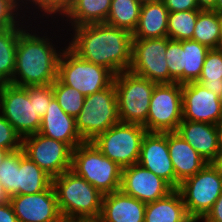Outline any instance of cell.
<instances>
[{
  "mask_svg": "<svg viewBox=\"0 0 222 222\" xmlns=\"http://www.w3.org/2000/svg\"><path fill=\"white\" fill-rule=\"evenodd\" d=\"M63 219H99L103 194L71 169L53 178Z\"/></svg>",
  "mask_w": 222,
  "mask_h": 222,
  "instance_id": "3",
  "label": "cell"
},
{
  "mask_svg": "<svg viewBox=\"0 0 222 222\" xmlns=\"http://www.w3.org/2000/svg\"><path fill=\"white\" fill-rule=\"evenodd\" d=\"M75 121L77 131L84 142L93 141L98 135L119 123L114 83L100 92L86 96Z\"/></svg>",
  "mask_w": 222,
  "mask_h": 222,
  "instance_id": "6",
  "label": "cell"
},
{
  "mask_svg": "<svg viewBox=\"0 0 222 222\" xmlns=\"http://www.w3.org/2000/svg\"><path fill=\"white\" fill-rule=\"evenodd\" d=\"M10 197L7 195V193L4 190L3 185L0 182V205L8 202Z\"/></svg>",
  "mask_w": 222,
  "mask_h": 222,
  "instance_id": "44",
  "label": "cell"
},
{
  "mask_svg": "<svg viewBox=\"0 0 222 222\" xmlns=\"http://www.w3.org/2000/svg\"><path fill=\"white\" fill-rule=\"evenodd\" d=\"M72 2H73V0H25L24 7H23L21 14L24 19H26L28 21L30 20V22L34 20L33 22L36 23L37 22L36 20H39V19H40V21H38V22H44L45 24L47 23L45 21L52 22L51 24H52V28H53V22L56 23V26L58 25L59 20L61 21V19L64 18L65 14L69 11V9L72 5ZM31 10L33 11V13ZM26 12L29 13L30 16H28V14L26 15ZM32 14H33V16H32ZM37 15H38V17H37ZM41 16H42L43 20H44V18L46 20L41 21L42 20ZM50 17H51V19H50ZM47 19H49V20H47ZM51 20H53V21H51Z\"/></svg>",
  "mask_w": 222,
  "mask_h": 222,
  "instance_id": "27",
  "label": "cell"
},
{
  "mask_svg": "<svg viewBox=\"0 0 222 222\" xmlns=\"http://www.w3.org/2000/svg\"><path fill=\"white\" fill-rule=\"evenodd\" d=\"M120 122L145 125L156 83L130 71L114 75Z\"/></svg>",
  "mask_w": 222,
  "mask_h": 222,
  "instance_id": "5",
  "label": "cell"
},
{
  "mask_svg": "<svg viewBox=\"0 0 222 222\" xmlns=\"http://www.w3.org/2000/svg\"><path fill=\"white\" fill-rule=\"evenodd\" d=\"M182 196L174 189L166 197L146 203L144 222H191Z\"/></svg>",
  "mask_w": 222,
  "mask_h": 222,
  "instance_id": "23",
  "label": "cell"
},
{
  "mask_svg": "<svg viewBox=\"0 0 222 222\" xmlns=\"http://www.w3.org/2000/svg\"><path fill=\"white\" fill-rule=\"evenodd\" d=\"M53 95L66 114L76 118L80 113L85 96L78 90L65 85L59 78L53 83Z\"/></svg>",
  "mask_w": 222,
  "mask_h": 222,
  "instance_id": "33",
  "label": "cell"
},
{
  "mask_svg": "<svg viewBox=\"0 0 222 222\" xmlns=\"http://www.w3.org/2000/svg\"><path fill=\"white\" fill-rule=\"evenodd\" d=\"M141 7L139 0H112L105 23L133 33L139 21Z\"/></svg>",
  "mask_w": 222,
  "mask_h": 222,
  "instance_id": "28",
  "label": "cell"
},
{
  "mask_svg": "<svg viewBox=\"0 0 222 222\" xmlns=\"http://www.w3.org/2000/svg\"><path fill=\"white\" fill-rule=\"evenodd\" d=\"M214 11L222 16V0H216Z\"/></svg>",
  "mask_w": 222,
  "mask_h": 222,
  "instance_id": "49",
  "label": "cell"
},
{
  "mask_svg": "<svg viewBox=\"0 0 222 222\" xmlns=\"http://www.w3.org/2000/svg\"><path fill=\"white\" fill-rule=\"evenodd\" d=\"M0 222H18L10 201L0 205Z\"/></svg>",
  "mask_w": 222,
  "mask_h": 222,
  "instance_id": "41",
  "label": "cell"
},
{
  "mask_svg": "<svg viewBox=\"0 0 222 222\" xmlns=\"http://www.w3.org/2000/svg\"><path fill=\"white\" fill-rule=\"evenodd\" d=\"M202 10L169 12L167 37L175 41L192 40L198 14Z\"/></svg>",
  "mask_w": 222,
  "mask_h": 222,
  "instance_id": "32",
  "label": "cell"
},
{
  "mask_svg": "<svg viewBox=\"0 0 222 222\" xmlns=\"http://www.w3.org/2000/svg\"><path fill=\"white\" fill-rule=\"evenodd\" d=\"M220 30L221 15L213 10H202L198 14L192 40L210 49H218Z\"/></svg>",
  "mask_w": 222,
  "mask_h": 222,
  "instance_id": "29",
  "label": "cell"
},
{
  "mask_svg": "<svg viewBox=\"0 0 222 222\" xmlns=\"http://www.w3.org/2000/svg\"><path fill=\"white\" fill-rule=\"evenodd\" d=\"M36 23L37 25L34 24V26H32L33 22L27 24L18 37L15 72L13 80L10 82L16 86L50 85L58 78V62L61 51L66 46L58 47L53 40L58 37V40H63L60 38L63 34L59 36L54 34L55 36L51 37L43 27H41L42 31L40 29L44 22L38 23L37 21ZM35 25L39 28L36 29ZM43 32L44 34H42Z\"/></svg>",
  "mask_w": 222,
  "mask_h": 222,
  "instance_id": "2",
  "label": "cell"
},
{
  "mask_svg": "<svg viewBox=\"0 0 222 222\" xmlns=\"http://www.w3.org/2000/svg\"><path fill=\"white\" fill-rule=\"evenodd\" d=\"M23 19L21 11L11 1L0 0V29L15 27Z\"/></svg>",
  "mask_w": 222,
  "mask_h": 222,
  "instance_id": "38",
  "label": "cell"
},
{
  "mask_svg": "<svg viewBox=\"0 0 222 222\" xmlns=\"http://www.w3.org/2000/svg\"><path fill=\"white\" fill-rule=\"evenodd\" d=\"M166 50L167 37L132 39V63L129 71L156 84H171Z\"/></svg>",
  "mask_w": 222,
  "mask_h": 222,
  "instance_id": "12",
  "label": "cell"
},
{
  "mask_svg": "<svg viewBox=\"0 0 222 222\" xmlns=\"http://www.w3.org/2000/svg\"><path fill=\"white\" fill-rule=\"evenodd\" d=\"M203 222H222V193L213 204L211 210L201 220Z\"/></svg>",
  "mask_w": 222,
  "mask_h": 222,
  "instance_id": "40",
  "label": "cell"
},
{
  "mask_svg": "<svg viewBox=\"0 0 222 222\" xmlns=\"http://www.w3.org/2000/svg\"><path fill=\"white\" fill-rule=\"evenodd\" d=\"M29 23L30 21L23 19L15 27L0 29V84L13 80L18 37Z\"/></svg>",
  "mask_w": 222,
  "mask_h": 222,
  "instance_id": "26",
  "label": "cell"
},
{
  "mask_svg": "<svg viewBox=\"0 0 222 222\" xmlns=\"http://www.w3.org/2000/svg\"><path fill=\"white\" fill-rule=\"evenodd\" d=\"M169 12L199 10L197 0H162Z\"/></svg>",
  "mask_w": 222,
  "mask_h": 222,
  "instance_id": "39",
  "label": "cell"
},
{
  "mask_svg": "<svg viewBox=\"0 0 222 222\" xmlns=\"http://www.w3.org/2000/svg\"><path fill=\"white\" fill-rule=\"evenodd\" d=\"M146 133L143 125L119 122L91 142L104 156L125 168L138 163Z\"/></svg>",
  "mask_w": 222,
  "mask_h": 222,
  "instance_id": "9",
  "label": "cell"
},
{
  "mask_svg": "<svg viewBox=\"0 0 222 222\" xmlns=\"http://www.w3.org/2000/svg\"><path fill=\"white\" fill-rule=\"evenodd\" d=\"M219 141H220V147L222 148V117L217 121L216 123Z\"/></svg>",
  "mask_w": 222,
  "mask_h": 222,
  "instance_id": "46",
  "label": "cell"
},
{
  "mask_svg": "<svg viewBox=\"0 0 222 222\" xmlns=\"http://www.w3.org/2000/svg\"><path fill=\"white\" fill-rule=\"evenodd\" d=\"M29 98H34V108L37 115L42 119L54 98L53 87L50 85L25 86Z\"/></svg>",
  "mask_w": 222,
  "mask_h": 222,
  "instance_id": "36",
  "label": "cell"
},
{
  "mask_svg": "<svg viewBox=\"0 0 222 222\" xmlns=\"http://www.w3.org/2000/svg\"><path fill=\"white\" fill-rule=\"evenodd\" d=\"M168 14L162 0L142 3L139 21L132 33L133 39L167 37Z\"/></svg>",
  "mask_w": 222,
  "mask_h": 222,
  "instance_id": "22",
  "label": "cell"
},
{
  "mask_svg": "<svg viewBox=\"0 0 222 222\" xmlns=\"http://www.w3.org/2000/svg\"><path fill=\"white\" fill-rule=\"evenodd\" d=\"M141 3H144V2H151V1H159V0H139Z\"/></svg>",
  "mask_w": 222,
  "mask_h": 222,
  "instance_id": "51",
  "label": "cell"
},
{
  "mask_svg": "<svg viewBox=\"0 0 222 222\" xmlns=\"http://www.w3.org/2000/svg\"><path fill=\"white\" fill-rule=\"evenodd\" d=\"M168 149L176 176V189L180 183L198 173L208 162L177 132H168Z\"/></svg>",
  "mask_w": 222,
  "mask_h": 222,
  "instance_id": "20",
  "label": "cell"
},
{
  "mask_svg": "<svg viewBox=\"0 0 222 222\" xmlns=\"http://www.w3.org/2000/svg\"><path fill=\"white\" fill-rule=\"evenodd\" d=\"M20 150L10 152L0 165V182L9 197L17 195Z\"/></svg>",
  "mask_w": 222,
  "mask_h": 222,
  "instance_id": "34",
  "label": "cell"
},
{
  "mask_svg": "<svg viewBox=\"0 0 222 222\" xmlns=\"http://www.w3.org/2000/svg\"><path fill=\"white\" fill-rule=\"evenodd\" d=\"M0 113L22 138L39 132L41 119L35 111L34 98H29L24 87L0 84Z\"/></svg>",
  "mask_w": 222,
  "mask_h": 222,
  "instance_id": "11",
  "label": "cell"
},
{
  "mask_svg": "<svg viewBox=\"0 0 222 222\" xmlns=\"http://www.w3.org/2000/svg\"><path fill=\"white\" fill-rule=\"evenodd\" d=\"M183 84L196 82L210 48L194 40H183Z\"/></svg>",
  "mask_w": 222,
  "mask_h": 222,
  "instance_id": "30",
  "label": "cell"
},
{
  "mask_svg": "<svg viewBox=\"0 0 222 222\" xmlns=\"http://www.w3.org/2000/svg\"><path fill=\"white\" fill-rule=\"evenodd\" d=\"M66 31H73V34L66 38L68 44L66 41L62 44L68 45L82 60L104 66L114 75L129 71L133 37L128 30L103 22L84 24Z\"/></svg>",
  "mask_w": 222,
  "mask_h": 222,
  "instance_id": "1",
  "label": "cell"
},
{
  "mask_svg": "<svg viewBox=\"0 0 222 222\" xmlns=\"http://www.w3.org/2000/svg\"><path fill=\"white\" fill-rule=\"evenodd\" d=\"M208 163H211L220 150L217 127L206 122L183 120L176 131Z\"/></svg>",
  "mask_w": 222,
  "mask_h": 222,
  "instance_id": "21",
  "label": "cell"
},
{
  "mask_svg": "<svg viewBox=\"0 0 222 222\" xmlns=\"http://www.w3.org/2000/svg\"><path fill=\"white\" fill-rule=\"evenodd\" d=\"M189 217L201 221L222 193V174L207 163L198 173L183 180L177 189Z\"/></svg>",
  "mask_w": 222,
  "mask_h": 222,
  "instance_id": "7",
  "label": "cell"
},
{
  "mask_svg": "<svg viewBox=\"0 0 222 222\" xmlns=\"http://www.w3.org/2000/svg\"><path fill=\"white\" fill-rule=\"evenodd\" d=\"M211 163L222 174V148H220L216 158Z\"/></svg>",
  "mask_w": 222,
  "mask_h": 222,
  "instance_id": "43",
  "label": "cell"
},
{
  "mask_svg": "<svg viewBox=\"0 0 222 222\" xmlns=\"http://www.w3.org/2000/svg\"><path fill=\"white\" fill-rule=\"evenodd\" d=\"M58 78L86 97L108 88L114 74L104 66L82 60L66 45L58 62Z\"/></svg>",
  "mask_w": 222,
  "mask_h": 222,
  "instance_id": "8",
  "label": "cell"
},
{
  "mask_svg": "<svg viewBox=\"0 0 222 222\" xmlns=\"http://www.w3.org/2000/svg\"><path fill=\"white\" fill-rule=\"evenodd\" d=\"M9 1H11L22 12L25 0H9Z\"/></svg>",
  "mask_w": 222,
  "mask_h": 222,
  "instance_id": "47",
  "label": "cell"
},
{
  "mask_svg": "<svg viewBox=\"0 0 222 222\" xmlns=\"http://www.w3.org/2000/svg\"><path fill=\"white\" fill-rule=\"evenodd\" d=\"M146 203L121 189L103 195L101 222H144Z\"/></svg>",
  "mask_w": 222,
  "mask_h": 222,
  "instance_id": "19",
  "label": "cell"
},
{
  "mask_svg": "<svg viewBox=\"0 0 222 222\" xmlns=\"http://www.w3.org/2000/svg\"><path fill=\"white\" fill-rule=\"evenodd\" d=\"M171 83L183 84V47L182 41L171 40L167 37V50L165 54Z\"/></svg>",
  "mask_w": 222,
  "mask_h": 222,
  "instance_id": "35",
  "label": "cell"
},
{
  "mask_svg": "<svg viewBox=\"0 0 222 222\" xmlns=\"http://www.w3.org/2000/svg\"><path fill=\"white\" fill-rule=\"evenodd\" d=\"M122 169L104 156L92 142H84L72 152L71 170L103 195L120 190Z\"/></svg>",
  "mask_w": 222,
  "mask_h": 222,
  "instance_id": "4",
  "label": "cell"
},
{
  "mask_svg": "<svg viewBox=\"0 0 222 222\" xmlns=\"http://www.w3.org/2000/svg\"><path fill=\"white\" fill-rule=\"evenodd\" d=\"M10 153L8 149H4L0 147V165L2 164L5 157Z\"/></svg>",
  "mask_w": 222,
  "mask_h": 222,
  "instance_id": "48",
  "label": "cell"
},
{
  "mask_svg": "<svg viewBox=\"0 0 222 222\" xmlns=\"http://www.w3.org/2000/svg\"><path fill=\"white\" fill-rule=\"evenodd\" d=\"M199 10H213L215 9L216 0H197Z\"/></svg>",
  "mask_w": 222,
  "mask_h": 222,
  "instance_id": "42",
  "label": "cell"
},
{
  "mask_svg": "<svg viewBox=\"0 0 222 222\" xmlns=\"http://www.w3.org/2000/svg\"><path fill=\"white\" fill-rule=\"evenodd\" d=\"M52 180L53 178L25 155L21 148L17 195L40 193L52 185Z\"/></svg>",
  "mask_w": 222,
  "mask_h": 222,
  "instance_id": "25",
  "label": "cell"
},
{
  "mask_svg": "<svg viewBox=\"0 0 222 222\" xmlns=\"http://www.w3.org/2000/svg\"><path fill=\"white\" fill-rule=\"evenodd\" d=\"M0 147L10 152L22 148V137L15 131L14 127L0 113Z\"/></svg>",
  "mask_w": 222,
  "mask_h": 222,
  "instance_id": "37",
  "label": "cell"
},
{
  "mask_svg": "<svg viewBox=\"0 0 222 222\" xmlns=\"http://www.w3.org/2000/svg\"><path fill=\"white\" fill-rule=\"evenodd\" d=\"M206 89L222 97V50L210 49L205 58L202 72L196 81Z\"/></svg>",
  "mask_w": 222,
  "mask_h": 222,
  "instance_id": "31",
  "label": "cell"
},
{
  "mask_svg": "<svg viewBox=\"0 0 222 222\" xmlns=\"http://www.w3.org/2000/svg\"><path fill=\"white\" fill-rule=\"evenodd\" d=\"M62 222H101L99 219H63Z\"/></svg>",
  "mask_w": 222,
  "mask_h": 222,
  "instance_id": "45",
  "label": "cell"
},
{
  "mask_svg": "<svg viewBox=\"0 0 222 222\" xmlns=\"http://www.w3.org/2000/svg\"><path fill=\"white\" fill-rule=\"evenodd\" d=\"M40 134L62 141L73 150L84 143L76 128L75 118L64 112L55 98H53L48 109L41 119Z\"/></svg>",
  "mask_w": 222,
  "mask_h": 222,
  "instance_id": "18",
  "label": "cell"
},
{
  "mask_svg": "<svg viewBox=\"0 0 222 222\" xmlns=\"http://www.w3.org/2000/svg\"><path fill=\"white\" fill-rule=\"evenodd\" d=\"M112 0H73L69 11L65 14V21L69 28L84 24L106 22ZM69 24V25H68Z\"/></svg>",
  "mask_w": 222,
  "mask_h": 222,
  "instance_id": "24",
  "label": "cell"
},
{
  "mask_svg": "<svg viewBox=\"0 0 222 222\" xmlns=\"http://www.w3.org/2000/svg\"><path fill=\"white\" fill-rule=\"evenodd\" d=\"M182 84H157L153 90L147 132H176L182 121Z\"/></svg>",
  "mask_w": 222,
  "mask_h": 222,
  "instance_id": "10",
  "label": "cell"
},
{
  "mask_svg": "<svg viewBox=\"0 0 222 222\" xmlns=\"http://www.w3.org/2000/svg\"><path fill=\"white\" fill-rule=\"evenodd\" d=\"M18 222H62L53 186L34 194L13 195L9 199Z\"/></svg>",
  "mask_w": 222,
  "mask_h": 222,
  "instance_id": "15",
  "label": "cell"
},
{
  "mask_svg": "<svg viewBox=\"0 0 222 222\" xmlns=\"http://www.w3.org/2000/svg\"><path fill=\"white\" fill-rule=\"evenodd\" d=\"M182 119L216 125L222 117V100L198 82L182 84Z\"/></svg>",
  "mask_w": 222,
  "mask_h": 222,
  "instance_id": "14",
  "label": "cell"
},
{
  "mask_svg": "<svg viewBox=\"0 0 222 222\" xmlns=\"http://www.w3.org/2000/svg\"><path fill=\"white\" fill-rule=\"evenodd\" d=\"M120 189L145 203L164 198L174 190L165 180L138 163L122 169Z\"/></svg>",
  "mask_w": 222,
  "mask_h": 222,
  "instance_id": "16",
  "label": "cell"
},
{
  "mask_svg": "<svg viewBox=\"0 0 222 222\" xmlns=\"http://www.w3.org/2000/svg\"><path fill=\"white\" fill-rule=\"evenodd\" d=\"M22 149L52 178L71 169L73 149L62 141L34 133L22 138Z\"/></svg>",
  "mask_w": 222,
  "mask_h": 222,
  "instance_id": "13",
  "label": "cell"
},
{
  "mask_svg": "<svg viewBox=\"0 0 222 222\" xmlns=\"http://www.w3.org/2000/svg\"><path fill=\"white\" fill-rule=\"evenodd\" d=\"M218 49L222 50V16H221V30L219 34Z\"/></svg>",
  "mask_w": 222,
  "mask_h": 222,
  "instance_id": "50",
  "label": "cell"
},
{
  "mask_svg": "<svg viewBox=\"0 0 222 222\" xmlns=\"http://www.w3.org/2000/svg\"><path fill=\"white\" fill-rule=\"evenodd\" d=\"M138 164L176 189V176L168 149V132H147L145 134Z\"/></svg>",
  "mask_w": 222,
  "mask_h": 222,
  "instance_id": "17",
  "label": "cell"
}]
</instances>
